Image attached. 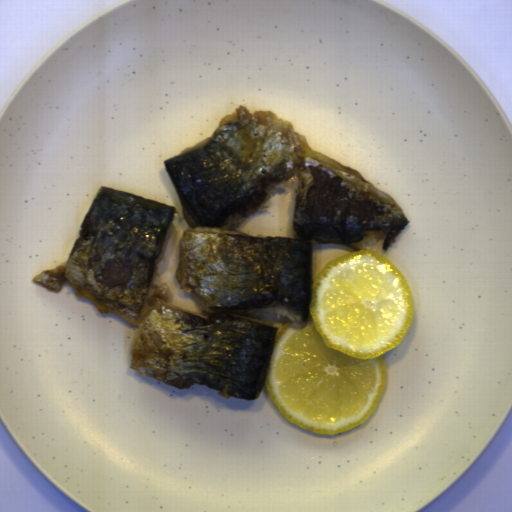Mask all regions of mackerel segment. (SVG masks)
Returning <instances> with one entry per match:
<instances>
[{
  "label": "mackerel segment",
  "mask_w": 512,
  "mask_h": 512,
  "mask_svg": "<svg viewBox=\"0 0 512 512\" xmlns=\"http://www.w3.org/2000/svg\"><path fill=\"white\" fill-rule=\"evenodd\" d=\"M189 227L174 277L199 313L168 301L157 265L176 229L164 202L100 187L66 259L33 284L64 282L101 314L137 326L129 366L183 389L258 397L278 328L254 312L307 326L312 245L386 255L409 224L396 199L362 174L311 150L274 112L238 107L207 137L163 160ZM298 183V239L233 230L281 188Z\"/></svg>",
  "instance_id": "14911b7f"
}]
</instances>
